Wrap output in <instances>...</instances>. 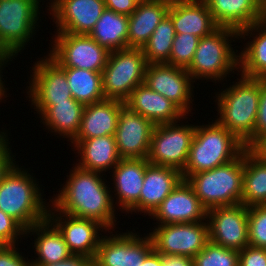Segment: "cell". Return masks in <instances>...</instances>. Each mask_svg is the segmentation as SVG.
<instances>
[{
	"mask_svg": "<svg viewBox=\"0 0 266 266\" xmlns=\"http://www.w3.org/2000/svg\"><path fill=\"white\" fill-rule=\"evenodd\" d=\"M234 39L236 42L239 40V31L229 27H218L211 34L199 39L187 69L194 82L200 79L220 83L232 71L233 74L234 71L239 72V52L231 44Z\"/></svg>",
	"mask_w": 266,
	"mask_h": 266,
	"instance_id": "5",
	"label": "cell"
},
{
	"mask_svg": "<svg viewBox=\"0 0 266 266\" xmlns=\"http://www.w3.org/2000/svg\"><path fill=\"white\" fill-rule=\"evenodd\" d=\"M167 15L176 34L190 33L202 38L219 27L203 0H171Z\"/></svg>",
	"mask_w": 266,
	"mask_h": 266,
	"instance_id": "23",
	"label": "cell"
},
{
	"mask_svg": "<svg viewBox=\"0 0 266 266\" xmlns=\"http://www.w3.org/2000/svg\"><path fill=\"white\" fill-rule=\"evenodd\" d=\"M199 37L190 33L176 34L167 64L188 69L197 49Z\"/></svg>",
	"mask_w": 266,
	"mask_h": 266,
	"instance_id": "36",
	"label": "cell"
},
{
	"mask_svg": "<svg viewBox=\"0 0 266 266\" xmlns=\"http://www.w3.org/2000/svg\"><path fill=\"white\" fill-rule=\"evenodd\" d=\"M182 121L155 125L147 157L150 164L173 167L180 171L185 168L195 125H185Z\"/></svg>",
	"mask_w": 266,
	"mask_h": 266,
	"instance_id": "10",
	"label": "cell"
},
{
	"mask_svg": "<svg viewBox=\"0 0 266 266\" xmlns=\"http://www.w3.org/2000/svg\"><path fill=\"white\" fill-rule=\"evenodd\" d=\"M124 105L122 101L110 99L85 105L80 130L75 139L115 135L120 111Z\"/></svg>",
	"mask_w": 266,
	"mask_h": 266,
	"instance_id": "27",
	"label": "cell"
},
{
	"mask_svg": "<svg viewBox=\"0 0 266 266\" xmlns=\"http://www.w3.org/2000/svg\"><path fill=\"white\" fill-rule=\"evenodd\" d=\"M72 149H76L79 157L76 165L82 169L104 173L112 170L121 160L117 151L114 135L93 137L90 139H74Z\"/></svg>",
	"mask_w": 266,
	"mask_h": 266,
	"instance_id": "25",
	"label": "cell"
},
{
	"mask_svg": "<svg viewBox=\"0 0 266 266\" xmlns=\"http://www.w3.org/2000/svg\"><path fill=\"white\" fill-rule=\"evenodd\" d=\"M41 1L0 0V50L16 57L33 40L40 27L37 21L41 20Z\"/></svg>",
	"mask_w": 266,
	"mask_h": 266,
	"instance_id": "7",
	"label": "cell"
},
{
	"mask_svg": "<svg viewBox=\"0 0 266 266\" xmlns=\"http://www.w3.org/2000/svg\"><path fill=\"white\" fill-rule=\"evenodd\" d=\"M251 37L252 39L245 43L246 46L243 45V50L239 51L238 74L266 79V23L263 20L239 31V38L244 41Z\"/></svg>",
	"mask_w": 266,
	"mask_h": 266,
	"instance_id": "29",
	"label": "cell"
},
{
	"mask_svg": "<svg viewBox=\"0 0 266 266\" xmlns=\"http://www.w3.org/2000/svg\"><path fill=\"white\" fill-rule=\"evenodd\" d=\"M140 0H104L106 9L118 14L130 16L137 8Z\"/></svg>",
	"mask_w": 266,
	"mask_h": 266,
	"instance_id": "43",
	"label": "cell"
},
{
	"mask_svg": "<svg viewBox=\"0 0 266 266\" xmlns=\"http://www.w3.org/2000/svg\"><path fill=\"white\" fill-rule=\"evenodd\" d=\"M66 74L72 98L84 105L105 100L102 72L79 68L61 67Z\"/></svg>",
	"mask_w": 266,
	"mask_h": 266,
	"instance_id": "33",
	"label": "cell"
},
{
	"mask_svg": "<svg viewBox=\"0 0 266 266\" xmlns=\"http://www.w3.org/2000/svg\"><path fill=\"white\" fill-rule=\"evenodd\" d=\"M2 131H0V182L3 176L16 163V159H14L16 156L11 152L12 146H9L10 141L7 133L8 131Z\"/></svg>",
	"mask_w": 266,
	"mask_h": 266,
	"instance_id": "42",
	"label": "cell"
},
{
	"mask_svg": "<svg viewBox=\"0 0 266 266\" xmlns=\"http://www.w3.org/2000/svg\"><path fill=\"white\" fill-rule=\"evenodd\" d=\"M147 65L142 49L125 48L110 52L102 71L105 99L125 102L134 88L144 83Z\"/></svg>",
	"mask_w": 266,
	"mask_h": 266,
	"instance_id": "8",
	"label": "cell"
},
{
	"mask_svg": "<svg viewBox=\"0 0 266 266\" xmlns=\"http://www.w3.org/2000/svg\"><path fill=\"white\" fill-rule=\"evenodd\" d=\"M66 177L65 185L50 200L51 204L59 212L95 220L107 231H114L118 225L115 212L118 208L112 200L114 192L109 189L110 185L103 178V174L82 169L75 164Z\"/></svg>",
	"mask_w": 266,
	"mask_h": 266,
	"instance_id": "1",
	"label": "cell"
},
{
	"mask_svg": "<svg viewBox=\"0 0 266 266\" xmlns=\"http://www.w3.org/2000/svg\"><path fill=\"white\" fill-rule=\"evenodd\" d=\"M239 75L241 78H237V82H232L228 88L215 94L219 115L216 121L234 134L246 148H251L254 145V126L259 107L260 79Z\"/></svg>",
	"mask_w": 266,
	"mask_h": 266,
	"instance_id": "2",
	"label": "cell"
},
{
	"mask_svg": "<svg viewBox=\"0 0 266 266\" xmlns=\"http://www.w3.org/2000/svg\"><path fill=\"white\" fill-rule=\"evenodd\" d=\"M57 34V35H56ZM47 53L60 66L102 72L110 52L87 34L55 32ZM54 39V40H53ZM53 44V45H52Z\"/></svg>",
	"mask_w": 266,
	"mask_h": 266,
	"instance_id": "9",
	"label": "cell"
},
{
	"mask_svg": "<svg viewBox=\"0 0 266 266\" xmlns=\"http://www.w3.org/2000/svg\"><path fill=\"white\" fill-rule=\"evenodd\" d=\"M25 229L11 216L0 210V245H17L18 239H23Z\"/></svg>",
	"mask_w": 266,
	"mask_h": 266,
	"instance_id": "38",
	"label": "cell"
},
{
	"mask_svg": "<svg viewBox=\"0 0 266 266\" xmlns=\"http://www.w3.org/2000/svg\"><path fill=\"white\" fill-rule=\"evenodd\" d=\"M263 21L266 23V8H264Z\"/></svg>",
	"mask_w": 266,
	"mask_h": 266,
	"instance_id": "49",
	"label": "cell"
},
{
	"mask_svg": "<svg viewBox=\"0 0 266 266\" xmlns=\"http://www.w3.org/2000/svg\"><path fill=\"white\" fill-rule=\"evenodd\" d=\"M171 0H140L129 16L128 48L142 49L167 15Z\"/></svg>",
	"mask_w": 266,
	"mask_h": 266,
	"instance_id": "26",
	"label": "cell"
},
{
	"mask_svg": "<svg viewBox=\"0 0 266 266\" xmlns=\"http://www.w3.org/2000/svg\"><path fill=\"white\" fill-rule=\"evenodd\" d=\"M238 266H266V249L247 245L239 251Z\"/></svg>",
	"mask_w": 266,
	"mask_h": 266,
	"instance_id": "41",
	"label": "cell"
},
{
	"mask_svg": "<svg viewBox=\"0 0 266 266\" xmlns=\"http://www.w3.org/2000/svg\"><path fill=\"white\" fill-rule=\"evenodd\" d=\"M139 266H162V255L153 249Z\"/></svg>",
	"mask_w": 266,
	"mask_h": 266,
	"instance_id": "47",
	"label": "cell"
},
{
	"mask_svg": "<svg viewBox=\"0 0 266 266\" xmlns=\"http://www.w3.org/2000/svg\"><path fill=\"white\" fill-rule=\"evenodd\" d=\"M154 127L151 120L124 105L114 135L121 159L147 158Z\"/></svg>",
	"mask_w": 266,
	"mask_h": 266,
	"instance_id": "18",
	"label": "cell"
},
{
	"mask_svg": "<svg viewBox=\"0 0 266 266\" xmlns=\"http://www.w3.org/2000/svg\"><path fill=\"white\" fill-rule=\"evenodd\" d=\"M251 149L260 156L263 160H266V135L261 137Z\"/></svg>",
	"mask_w": 266,
	"mask_h": 266,
	"instance_id": "48",
	"label": "cell"
},
{
	"mask_svg": "<svg viewBox=\"0 0 266 266\" xmlns=\"http://www.w3.org/2000/svg\"><path fill=\"white\" fill-rule=\"evenodd\" d=\"M56 32L89 34L105 10L104 0H49Z\"/></svg>",
	"mask_w": 266,
	"mask_h": 266,
	"instance_id": "17",
	"label": "cell"
},
{
	"mask_svg": "<svg viewBox=\"0 0 266 266\" xmlns=\"http://www.w3.org/2000/svg\"><path fill=\"white\" fill-rule=\"evenodd\" d=\"M216 24L240 31L263 20V0H203Z\"/></svg>",
	"mask_w": 266,
	"mask_h": 266,
	"instance_id": "24",
	"label": "cell"
},
{
	"mask_svg": "<svg viewBox=\"0 0 266 266\" xmlns=\"http://www.w3.org/2000/svg\"><path fill=\"white\" fill-rule=\"evenodd\" d=\"M249 245L266 249V205L248 207Z\"/></svg>",
	"mask_w": 266,
	"mask_h": 266,
	"instance_id": "37",
	"label": "cell"
},
{
	"mask_svg": "<svg viewBox=\"0 0 266 266\" xmlns=\"http://www.w3.org/2000/svg\"><path fill=\"white\" fill-rule=\"evenodd\" d=\"M34 266H93V259L83 255H72L69 259L55 264Z\"/></svg>",
	"mask_w": 266,
	"mask_h": 266,
	"instance_id": "44",
	"label": "cell"
},
{
	"mask_svg": "<svg viewBox=\"0 0 266 266\" xmlns=\"http://www.w3.org/2000/svg\"><path fill=\"white\" fill-rule=\"evenodd\" d=\"M14 58V56L7 52V51H4V50H0V102H2L3 98H7L8 96H6L7 92H6V89L8 91V88L5 87V84L4 83V78H3V71L5 66L7 65L8 66V63L10 64V61H12ZM4 66V67H3ZM3 79V80H2Z\"/></svg>",
	"mask_w": 266,
	"mask_h": 266,
	"instance_id": "46",
	"label": "cell"
},
{
	"mask_svg": "<svg viewBox=\"0 0 266 266\" xmlns=\"http://www.w3.org/2000/svg\"><path fill=\"white\" fill-rule=\"evenodd\" d=\"M47 218L63 235L73 255H83L94 259L103 237L100 231L107 233V229L102 224L95 220L77 218L59 212L51 203Z\"/></svg>",
	"mask_w": 266,
	"mask_h": 266,
	"instance_id": "16",
	"label": "cell"
},
{
	"mask_svg": "<svg viewBox=\"0 0 266 266\" xmlns=\"http://www.w3.org/2000/svg\"><path fill=\"white\" fill-rule=\"evenodd\" d=\"M85 105L74 99L67 102H54L38 118L48 132L60 135L57 137L68 138L72 142L80 130L82 114Z\"/></svg>",
	"mask_w": 266,
	"mask_h": 266,
	"instance_id": "30",
	"label": "cell"
},
{
	"mask_svg": "<svg viewBox=\"0 0 266 266\" xmlns=\"http://www.w3.org/2000/svg\"><path fill=\"white\" fill-rule=\"evenodd\" d=\"M152 230L148 235L152 240L153 249L161 255H183L194 258L209 242L207 220L157 225Z\"/></svg>",
	"mask_w": 266,
	"mask_h": 266,
	"instance_id": "12",
	"label": "cell"
},
{
	"mask_svg": "<svg viewBox=\"0 0 266 266\" xmlns=\"http://www.w3.org/2000/svg\"><path fill=\"white\" fill-rule=\"evenodd\" d=\"M25 235H34L35 238L32 248H35L34 254H37L38 257L31 259V266L55 264L65 261L73 255L69 251L63 235L48 218L25 230Z\"/></svg>",
	"mask_w": 266,
	"mask_h": 266,
	"instance_id": "28",
	"label": "cell"
},
{
	"mask_svg": "<svg viewBox=\"0 0 266 266\" xmlns=\"http://www.w3.org/2000/svg\"><path fill=\"white\" fill-rule=\"evenodd\" d=\"M263 7L266 8V0H263Z\"/></svg>",
	"mask_w": 266,
	"mask_h": 266,
	"instance_id": "50",
	"label": "cell"
},
{
	"mask_svg": "<svg viewBox=\"0 0 266 266\" xmlns=\"http://www.w3.org/2000/svg\"><path fill=\"white\" fill-rule=\"evenodd\" d=\"M109 232L110 235H103L100 240L93 266H139L153 250L148 233L140 237L138 231L118 234H112L111 230Z\"/></svg>",
	"mask_w": 266,
	"mask_h": 266,
	"instance_id": "13",
	"label": "cell"
},
{
	"mask_svg": "<svg viewBox=\"0 0 266 266\" xmlns=\"http://www.w3.org/2000/svg\"><path fill=\"white\" fill-rule=\"evenodd\" d=\"M243 171L244 151L226 164L192 174L185 180L208 211L242 203Z\"/></svg>",
	"mask_w": 266,
	"mask_h": 266,
	"instance_id": "6",
	"label": "cell"
},
{
	"mask_svg": "<svg viewBox=\"0 0 266 266\" xmlns=\"http://www.w3.org/2000/svg\"><path fill=\"white\" fill-rule=\"evenodd\" d=\"M264 135H266V79H260L259 107L254 126V144Z\"/></svg>",
	"mask_w": 266,
	"mask_h": 266,
	"instance_id": "39",
	"label": "cell"
},
{
	"mask_svg": "<svg viewBox=\"0 0 266 266\" xmlns=\"http://www.w3.org/2000/svg\"><path fill=\"white\" fill-rule=\"evenodd\" d=\"M131 111L151 120L155 125L174 123L188 118L173 102L150 89L138 85L124 102Z\"/></svg>",
	"mask_w": 266,
	"mask_h": 266,
	"instance_id": "22",
	"label": "cell"
},
{
	"mask_svg": "<svg viewBox=\"0 0 266 266\" xmlns=\"http://www.w3.org/2000/svg\"><path fill=\"white\" fill-rule=\"evenodd\" d=\"M162 266H194V260L183 255H162Z\"/></svg>",
	"mask_w": 266,
	"mask_h": 266,
	"instance_id": "45",
	"label": "cell"
},
{
	"mask_svg": "<svg viewBox=\"0 0 266 266\" xmlns=\"http://www.w3.org/2000/svg\"><path fill=\"white\" fill-rule=\"evenodd\" d=\"M21 167L15 163L0 182V210L27 230L47 219L51 202L43 199L44 192L33 173Z\"/></svg>",
	"mask_w": 266,
	"mask_h": 266,
	"instance_id": "3",
	"label": "cell"
},
{
	"mask_svg": "<svg viewBox=\"0 0 266 266\" xmlns=\"http://www.w3.org/2000/svg\"><path fill=\"white\" fill-rule=\"evenodd\" d=\"M31 69L26 98L39 116L54 102L73 99L65 71L49 55L37 60Z\"/></svg>",
	"mask_w": 266,
	"mask_h": 266,
	"instance_id": "11",
	"label": "cell"
},
{
	"mask_svg": "<svg viewBox=\"0 0 266 266\" xmlns=\"http://www.w3.org/2000/svg\"><path fill=\"white\" fill-rule=\"evenodd\" d=\"M182 180V172L176 168L149 164L145 170L140 200L127 213L142 212L144 216H150Z\"/></svg>",
	"mask_w": 266,
	"mask_h": 266,
	"instance_id": "20",
	"label": "cell"
},
{
	"mask_svg": "<svg viewBox=\"0 0 266 266\" xmlns=\"http://www.w3.org/2000/svg\"><path fill=\"white\" fill-rule=\"evenodd\" d=\"M18 249L16 245H1L0 266H31L30 259L24 257V254L22 256L23 252Z\"/></svg>",
	"mask_w": 266,
	"mask_h": 266,
	"instance_id": "40",
	"label": "cell"
},
{
	"mask_svg": "<svg viewBox=\"0 0 266 266\" xmlns=\"http://www.w3.org/2000/svg\"><path fill=\"white\" fill-rule=\"evenodd\" d=\"M193 260L194 266H238L239 251L209 241Z\"/></svg>",
	"mask_w": 266,
	"mask_h": 266,
	"instance_id": "35",
	"label": "cell"
},
{
	"mask_svg": "<svg viewBox=\"0 0 266 266\" xmlns=\"http://www.w3.org/2000/svg\"><path fill=\"white\" fill-rule=\"evenodd\" d=\"M129 16L106 9L88 34L109 52L128 48Z\"/></svg>",
	"mask_w": 266,
	"mask_h": 266,
	"instance_id": "32",
	"label": "cell"
},
{
	"mask_svg": "<svg viewBox=\"0 0 266 266\" xmlns=\"http://www.w3.org/2000/svg\"><path fill=\"white\" fill-rule=\"evenodd\" d=\"M175 36L173 22L166 15L142 48L147 63H166L169 60Z\"/></svg>",
	"mask_w": 266,
	"mask_h": 266,
	"instance_id": "34",
	"label": "cell"
},
{
	"mask_svg": "<svg viewBox=\"0 0 266 266\" xmlns=\"http://www.w3.org/2000/svg\"><path fill=\"white\" fill-rule=\"evenodd\" d=\"M193 82L186 69L167 63L148 64L144 79V83L150 89L169 99L186 116L193 109V89L195 88Z\"/></svg>",
	"mask_w": 266,
	"mask_h": 266,
	"instance_id": "14",
	"label": "cell"
},
{
	"mask_svg": "<svg viewBox=\"0 0 266 266\" xmlns=\"http://www.w3.org/2000/svg\"><path fill=\"white\" fill-rule=\"evenodd\" d=\"M209 241L241 251L249 245L248 207L242 203L207 211Z\"/></svg>",
	"mask_w": 266,
	"mask_h": 266,
	"instance_id": "15",
	"label": "cell"
},
{
	"mask_svg": "<svg viewBox=\"0 0 266 266\" xmlns=\"http://www.w3.org/2000/svg\"><path fill=\"white\" fill-rule=\"evenodd\" d=\"M246 146L216 120L195 125L183 180L192 174L209 171L237 158Z\"/></svg>",
	"mask_w": 266,
	"mask_h": 266,
	"instance_id": "4",
	"label": "cell"
},
{
	"mask_svg": "<svg viewBox=\"0 0 266 266\" xmlns=\"http://www.w3.org/2000/svg\"><path fill=\"white\" fill-rule=\"evenodd\" d=\"M150 217L159 225L193 223L206 220L207 210L186 180L162 201Z\"/></svg>",
	"mask_w": 266,
	"mask_h": 266,
	"instance_id": "19",
	"label": "cell"
},
{
	"mask_svg": "<svg viewBox=\"0 0 266 266\" xmlns=\"http://www.w3.org/2000/svg\"><path fill=\"white\" fill-rule=\"evenodd\" d=\"M242 204L266 205V160L251 148L244 150Z\"/></svg>",
	"mask_w": 266,
	"mask_h": 266,
	"instance_id": "31",
	"label": "cell"
},
{
	"mask_svg": "<svg viewBox=\"0 0 266 266\" xmlns=\"http://www.w3.org/2000/svg\"><path fill=\"white\" fill-rule=\"evenodd\" d=\"M147 158H128L121 159L112 169V183L114 186V205L119 211L128 212L139 200L143 187L144 174L149 165ZM117 200H114V199Z\"/></svg>",
	"mask_w": 266,
	"mask_h": 266,
	"instance_id": "21",
	"label": "cell"
}]
</instances>
